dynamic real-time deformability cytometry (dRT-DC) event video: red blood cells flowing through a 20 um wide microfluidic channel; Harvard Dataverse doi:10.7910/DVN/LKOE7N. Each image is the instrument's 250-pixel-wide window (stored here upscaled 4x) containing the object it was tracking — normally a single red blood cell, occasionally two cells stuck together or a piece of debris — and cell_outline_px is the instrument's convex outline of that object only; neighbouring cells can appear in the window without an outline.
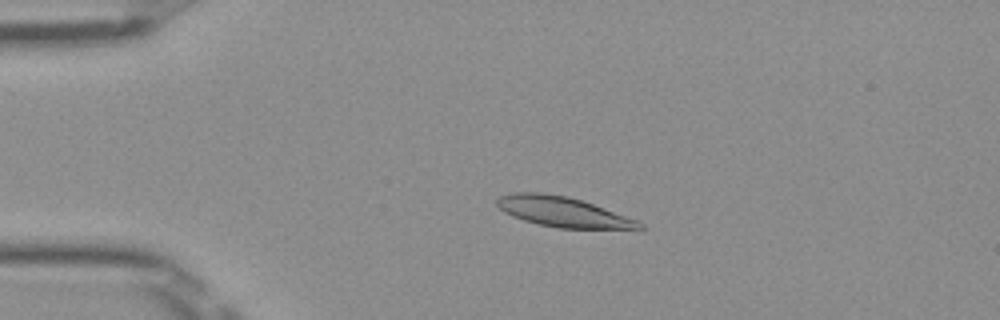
{"species": "Egyptian fruit bat (a non-hibernating species)", "species_latin": "Rousettus aegyptiacus", "temperature_condition": "room temperature", "stored_images_in_passage": 50, "camera_frame_rate_fps": 3000, "um_per_image_px": 0.085, "frame": {"image": 1, "passage_image": 10, "time_ms": 3.0, "image_size_px": [1000, 320], "cell_outline_px": [[644, 228], [560, 228], [540, 224], [524, 220], [512, 216], [504, 212], [496, 204], [496, 200], [500, 196], [512, 192], [544, 192], [568, 196], [592, 204], [636, 220], [644, 224]], "centroid_in_image_um": [47.76, 17.98], "position_along_channel_um": 37.2, "area_um2": 24.51}}
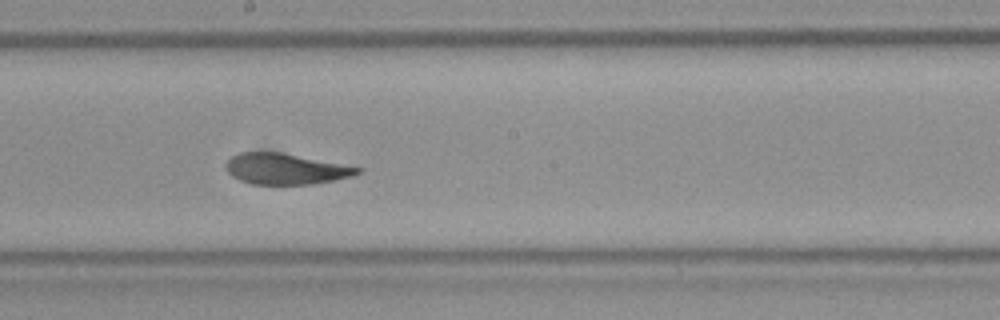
{"frame": {"image": 2, "passage_image": 27, "time_ms": 8.667, "image_size_px": [1000, 320], "cell_outline_px": [[364, 168], [360, 172], [352, 176], [312, 184], [252, 184], [240, 180], [232, 176], [224, 168], [224, 164], [232, 156], [240, 152], [280, 152]], "centroid_in_image_um": [24.25, 14.35], "position_along_channel_um": 224.0, "area_um2": 23.58}}
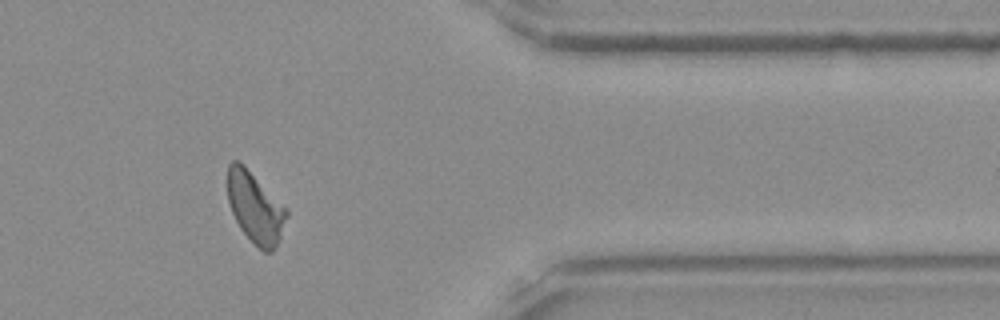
{"frame": {"image": 3, "passage_image": 41, "time_ms": 13.333, "image_size_px": [1000, 320], "cell_outline_px": [[288, 216], [280, 236], [272, 252], [264, 252], [240, 228], [232, 212], [228, 200], [228, 164], [232, 160], [236, 160], [244, 164], [288, 208]], "centroid_in_image_um": [21.71, 17.59], "position_along_channel_um": 389.7, "area_um2": 24.22}, "authors_computed_cell_mechanics": {"area_um2": 24.7962, "velocity_mm_per_s": 3.9718, "shape_relaxation_time_tau1_ms": 5.0673, "shape_relaxation_time_tau2_ms": 2.0145, "deformation_change_tau1": 0.1725, "deformation_change_tau2": 0.0769}}